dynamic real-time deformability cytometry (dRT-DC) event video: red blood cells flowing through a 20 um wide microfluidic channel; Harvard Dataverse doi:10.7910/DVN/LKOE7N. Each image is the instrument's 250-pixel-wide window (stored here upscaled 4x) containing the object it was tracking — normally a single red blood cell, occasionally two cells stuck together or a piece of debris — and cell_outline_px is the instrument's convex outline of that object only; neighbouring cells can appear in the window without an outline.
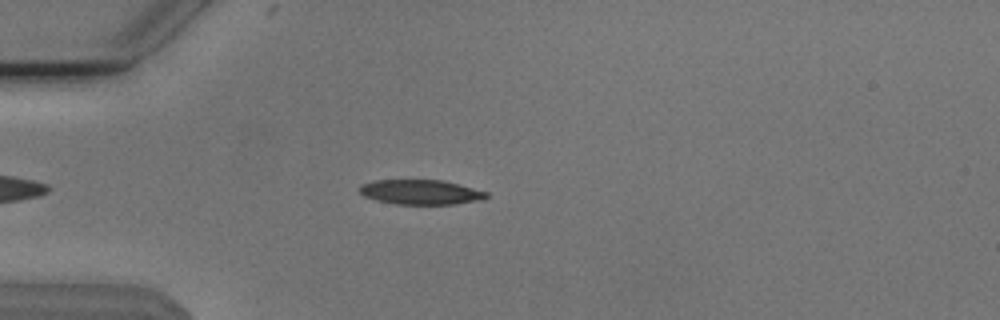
{"species": "Egyptian fruit bat (a non-hibernating species)", "species_latin": "Rousettus aegyptiacus", "temperature_condition": "cold", "stored_images_in_passage": 47, "camera_frame_rate_fps": 3000, "um_per_image_px": 0.085, "animal": {"sex": "male"}, "frame": {"image": 1, "passage_image": 8, "time_ms": 2.333, "image_size_px": [1000, 320], "cell_outline_px": [[488, 196], [484, 200], [456, 204], [396, 204], [376, 200], [364, 196], [360, 192], [360, 184], [376, 180], [444, 180], [488, 192]], "centroid_in_image_um": [35.79, 16.33], "position_along_channel_um": 49.2, "area_um2": 18.38}}
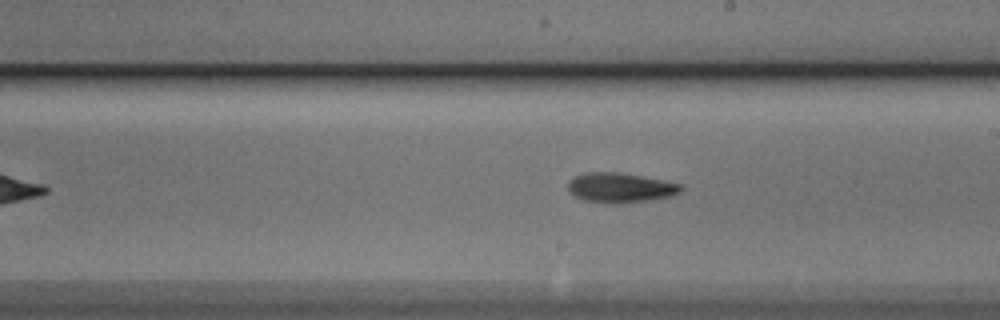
{"frame": {"image": 2, "passage_image": 24, "time_ms": 7.667, "image_size_px": [1000, 320], "cell_outline_px": [[684, 188], [680, 192], [672, 196], [648, 200], [620, 204], [584, 200], [568, 192], [568, 180], [584, 172], [616, 172], [664, 180], [684, 184]], "centroid_in_image_um": [52.75, 15.95], "position_along_channel_um": 236.3, "area_um2": 19.65}}
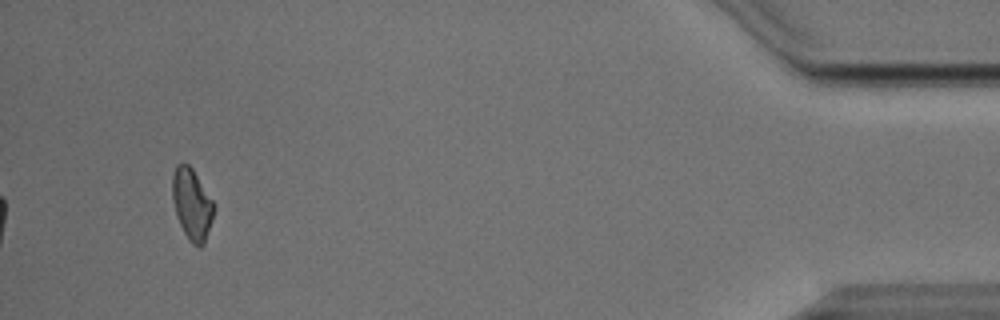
{"frame": {"image": 3, "passage_image": 44, "time_ms": 14.333, "image_size_px": [1000, 320], "cell_outline_px": [[216, 204], [212, 220], [204, 244], [200, 248], [192, 244], [188, 240], [176, 216], [172, 200], [172, 176], [176, 164], [184, 160], [192, 168]], "centroid_in_image_um": [16.31, 17.33], "position_along_channel_um": 418.9, "area_um2": 17.63}, "authors_computed_cell_mechanics": {"area_um2": 18.207, "velocity_mm_per_s": 3.814, "shape_relaxation_time_tau1_ms": 5.293, "shape_relaxation_time_tau2_ms": 4.7313, "deformation_change_tau1": 0.1541, "deformation_change_tau2": 0.1359}}